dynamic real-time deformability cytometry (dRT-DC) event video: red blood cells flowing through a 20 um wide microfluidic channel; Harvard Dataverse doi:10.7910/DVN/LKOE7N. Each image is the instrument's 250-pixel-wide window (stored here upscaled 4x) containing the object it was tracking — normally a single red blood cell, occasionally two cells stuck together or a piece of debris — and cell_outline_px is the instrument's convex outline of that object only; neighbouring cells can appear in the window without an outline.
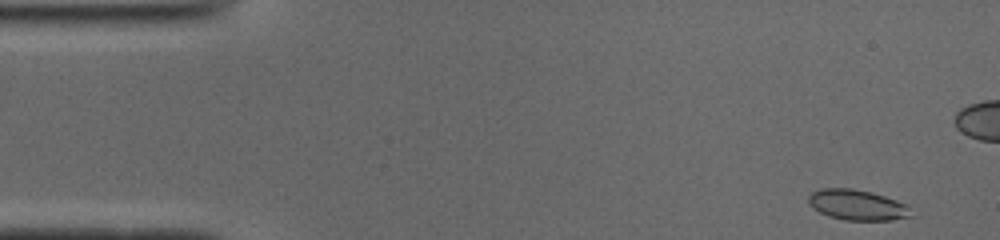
{"species": "common noctule bat (a hibernating species)", "species_latin": "Nyctalus noctula", "temperature_condition": "cold", "stored_images_in_passage": 51, "camera_frame_rate_fps": 3000, "um_per_image_px": 0.085, "animal": {"sex": "male", "body_mass_g": 19.0, "forearm_length_mm": 50.8}, "frame": {"image": 1, "passage_image": 2, "time_ms": 0.333, "image_size_px": [1000, 240], "cell_outline_px": [[908, 216], [892, 220], [844, 220], [828, 216], [812, 208], [808, 204], [808, 196], [812, 192], [820, 188], [852, 188], [872, 192], [896, 200], [904, 204], [908, 208]], "centroid_in_image_um": [72.76, 17.41], "position_along_channel_um": 12.2, "area_um2": 18.03}}
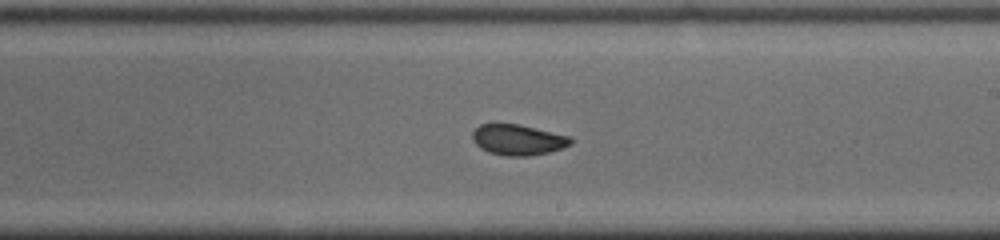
{"frame": {"image": 2, "passage_image": 28, "time_ms": 9.0, "image_size_px": [1000, 240], "cell_outline_px": [[572, 144], [548, 152], [528, 156], [504, 156], [488, 152], [480, 148], [476, 144], [472, 136], [472, 132], [480, 124], [520, 124], [572, 136]], "centroid_in_image_um": [44.04, 11.88], "position_along_channel_um": 245.0, "area_um2": 17.63}}
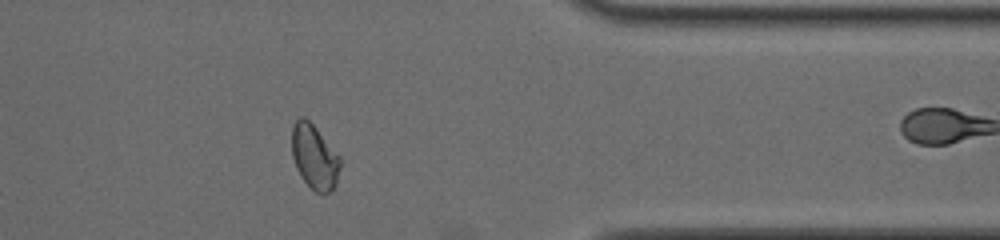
{"frame": {"image": 3, "passage_image": 40, "time_ms": 13.0, "image_size_px": [1000, 240], "cell_outline_px": [[340, 168], [336, 184], [328, 192], [316, 192], [300, 176], [296, 168], [292, 156], [292, 124], [300, 116], [304, 116], [316, 128], [340, 156]], "centroid_in_image_um": [26.71, 13.3], "position_along_channel_um": 384.7, "area_um2": 18.03}, "authors_computed_cell_mechanics": {"area_um2": 18.0336, "velocity_mm_per_s": 3.9152, "shape_relaxation_time_tau1_ms": null, "shape_relaxation_time_tau2_ms": 0.9737, "deformation_change_tau1": null, "deformation_change_tau2": 0.0487}}